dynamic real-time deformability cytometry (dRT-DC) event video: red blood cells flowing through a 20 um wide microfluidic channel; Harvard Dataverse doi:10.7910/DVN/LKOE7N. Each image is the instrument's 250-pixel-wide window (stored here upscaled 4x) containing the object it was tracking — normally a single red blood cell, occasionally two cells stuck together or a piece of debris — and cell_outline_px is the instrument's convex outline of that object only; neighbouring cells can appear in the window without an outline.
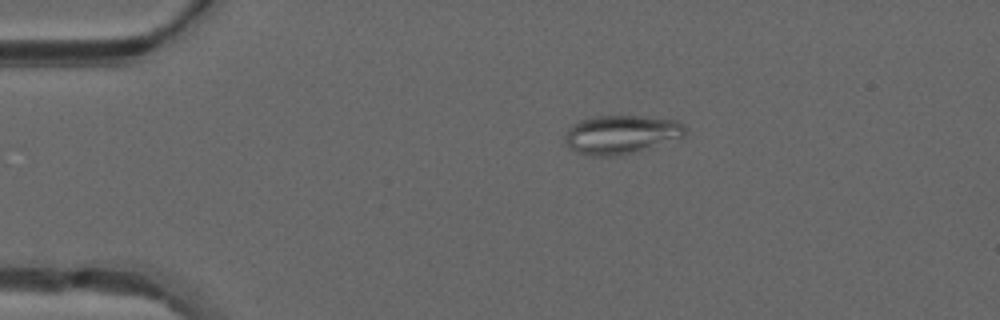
{"species": "common noctule bat (a hibernating species)", "species_latin": "Nyctalus noctula", "temperature_condition": "warm", "stored_images_in_passage": 40, "camera_frame_rate_fps": 3000, "um_per_image_px": 0.085, "animal": {"sex": "male", "forearm_length_mm": 52.5}, "frame": {"image": 1, "passage_image": 1, "time_ms": 0.0, "image_size_px": [1000, 320], "cell_outline_px": [[684, 136], [620, 156], [592, 156], [576, 152], [568, 148], [564, 140], [564, 136], [568, 128], [572, 124], [580, 120], [596, 116], [648, 116], [676, 120], [684, 124]], "centroid_in_image_um": [52.73, 11.42], "position_along_channel_um": 32.3, "area_um2": 27.05}}
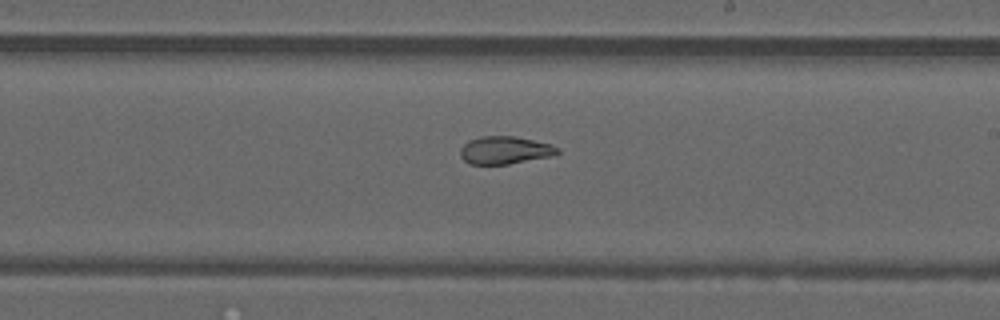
{"frame": {"image": 2, "passage_image": 20, "time_ms": 6.333, "image_size_px": [1000, 320], "cell_outline_px": [[560, 152], [556, 156], [508, 164], [468, 164], [460, 156], [460, 148], [468, 140], [480, 136], [516, 136], [552, 144], [560, 148]], "centroid_in_image_um": [42.96, 12.76], "position_along_channel_um": 246.0, "area_um2": 16.07}}
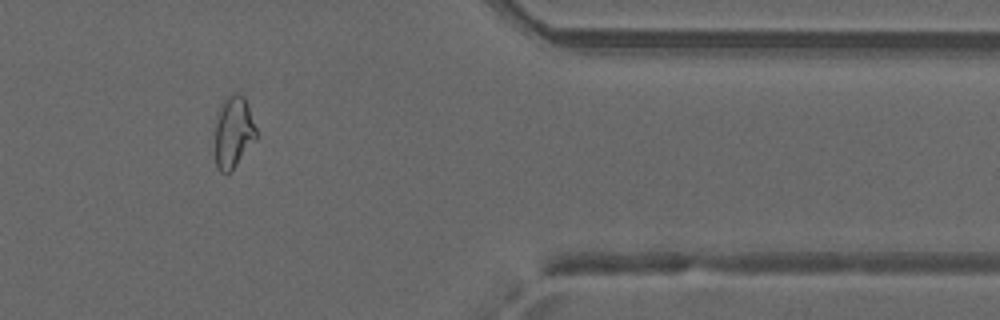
{"frame": {"image": 3, "passage_image": 32, "time_ms": 10.333, "image_size_px": [1000, 320], "cell_outline_px": [[256, 140], [236, 164], [224, 176], [216, 168], [216, 112], [220, 104], [232, 92], [240, 92], [244, 96], [248, 104], [256, 128]], "centroid_in_image_um": [19.84, 11.18], "position_along_channel_um": 391.6, "area_um2": 17.4}, "authors_computed_cell_mechanics": {"area_um2": 18.0336, "velocity_mm_per_s": 4.1968, "shape_relaxation_time_tau1_ms": null, "shape_relaxation_time_tau2_ms": 1.581, "deformation_change_tau1": null, "deformation_change_tau2": 0.0875}}